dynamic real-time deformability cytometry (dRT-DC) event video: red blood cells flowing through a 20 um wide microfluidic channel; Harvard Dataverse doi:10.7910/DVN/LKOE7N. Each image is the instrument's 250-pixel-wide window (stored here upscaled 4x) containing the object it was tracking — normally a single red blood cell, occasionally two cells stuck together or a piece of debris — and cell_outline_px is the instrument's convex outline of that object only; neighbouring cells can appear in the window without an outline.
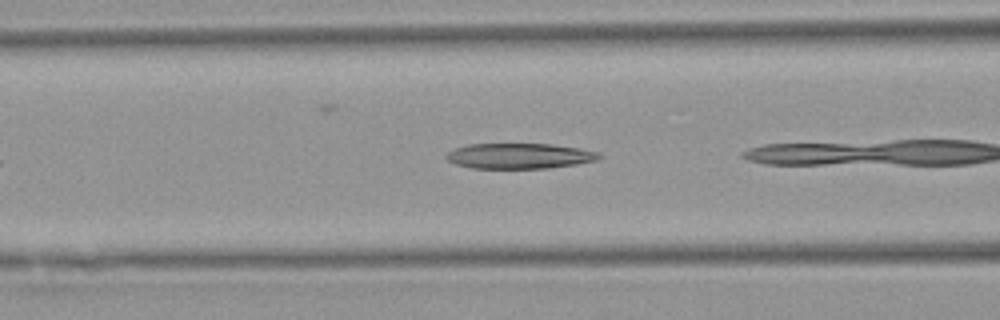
{"species": "Egyptian fruit bat (a non-hibernating species)", "species_latin": "Rousettus aegyptiacus", "temperature_condition": "warm", "stored_images_in_passage": 24, "camera_frame_rate_fps": 3000, "um_per_image_px": 0.085, "animal": {"sex": "female"}, "frame": {"image": 1, "passage_image": 4, "time_ms": 1.0, "image_size_px": [1000, 320], "cell_outline_px": [[604, 156], [596, 160], [576, 164], [548, 168], [472, 168], [456, 164], [448, 160], [444, 156], [448, 152], [456, 148], [468, 144], [552, 144], [580, 148], [600, 152]], "centroid_in_image_um": [44.18, 13.25], "position_along_channel_um": 122.4, "area_um2": 22.66}}